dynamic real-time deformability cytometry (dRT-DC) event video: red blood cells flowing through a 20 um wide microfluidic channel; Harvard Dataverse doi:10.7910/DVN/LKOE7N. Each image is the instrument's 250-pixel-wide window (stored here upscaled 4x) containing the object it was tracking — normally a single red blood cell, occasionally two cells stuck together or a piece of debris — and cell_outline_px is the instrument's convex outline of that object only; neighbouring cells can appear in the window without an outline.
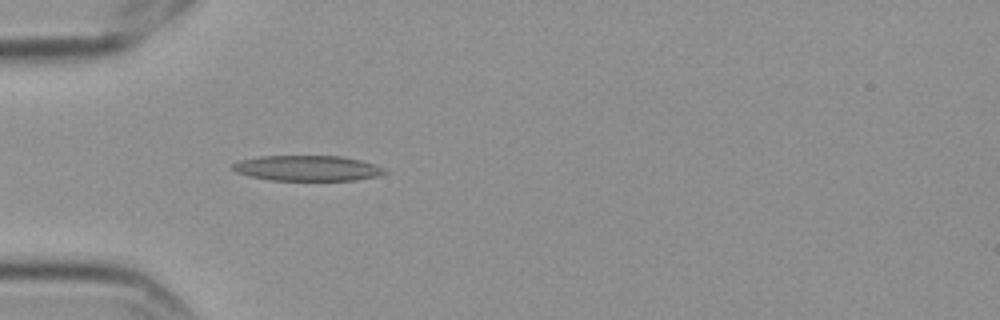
{"species": "Egyptian fruit bat (a non-hibernating species)", "species_latin": "Rousettus aegyptiacus", "temperature_condition": "cold", "stored_images_in_passage": 6, "camera_frame_rate_fps": 3000, "um_per_image_px": 0.085, "frame": {"image": 1, "passage_image": 6, "time_ms": 1.667, "image_size_px": [1000, 320], "cell_outline_px": [[388, 172], [376, 176], [356, 180], [272, 180], [248, 176], [236, 172], [232, 168], [232, 164], [240, 160], [260, 156], [340, 156], [360, 160], [376, 164], [384, 168]], "centroid_in_image_um": [26.13, 14.29], "position_along_channel_um": 58.9, "area_um2": 22.48}}